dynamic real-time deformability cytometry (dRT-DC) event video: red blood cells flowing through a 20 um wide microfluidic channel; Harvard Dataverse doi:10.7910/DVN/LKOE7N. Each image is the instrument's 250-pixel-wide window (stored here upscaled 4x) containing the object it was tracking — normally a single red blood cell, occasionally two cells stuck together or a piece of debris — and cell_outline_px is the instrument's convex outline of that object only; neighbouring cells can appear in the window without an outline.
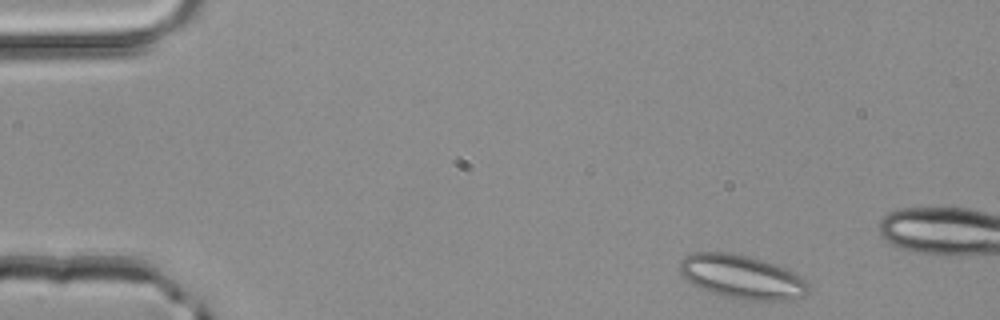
{"species": "common noctule bat (a hibernating species)", "species_latin": "Nyctalus noctula", "temperature_condition": "room temperature", "stored_images_in_passage": 6, "camera_frame_rate_fps": 3000, "um_per_image_px": 0.085, "animal": {"sex": "male", "body_mass_g": 20.4}, "frame": {"image": 1, "passage_image": 1, "time_ms": 0.0, "image_size_px": [1000, 320], "cell_outline_px": [[808, 292], [804, 296], [788, 300], [768, 304], [732, 300], [696, 288], [684, 280], [680, 276], [680, 260], [684, 256], [692, 252], [732, 252], [764, 260], [784, 268], [800, 276], [808, 284]], "centroid_in_image_um": [63.01, 23.6], "position_along_channel_um": 22.0, "area_um2": 34.33}}